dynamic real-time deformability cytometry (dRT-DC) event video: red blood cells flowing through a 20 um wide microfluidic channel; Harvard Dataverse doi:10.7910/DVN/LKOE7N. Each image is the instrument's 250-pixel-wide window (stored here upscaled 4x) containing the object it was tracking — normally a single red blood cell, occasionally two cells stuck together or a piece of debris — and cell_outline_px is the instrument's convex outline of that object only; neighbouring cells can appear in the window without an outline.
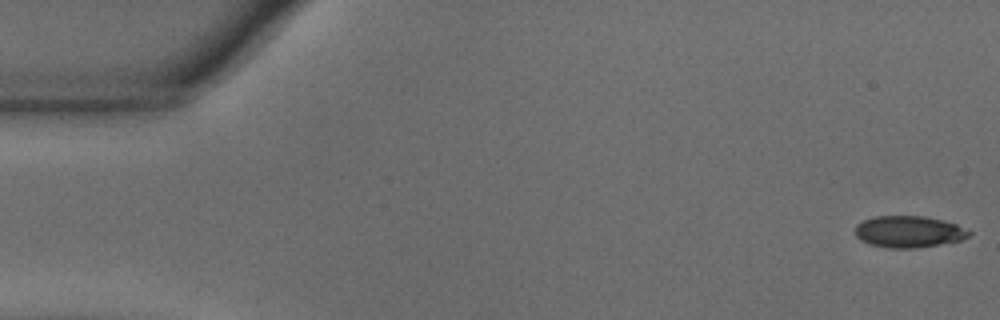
{"species": "common noctule bat (a hibernating species)", "species_latin": "Nyctalus noctula", "temperature_condition": "warm", "stored_images_in_passage": 14, "camera_frame_rate_fps": 3000, "um_per_image_px": 0.085, "animal": {"sex": "male", "body_mass_g": 18.8}, "frame": {"image": 1, "passage_image": 1, "time_ms": 0.0, "image_size_px": [1000, 320], "cell_outline_px": [[972, 232], [968, 236], [960, 240], [916, 248], [888, 248], [868, 244], [860, 240], [856, 236], [856, 224], [864, 220], [876, 216], [924, 216], [956, 224]], "centroid_in_image_um": [77.2, 19.7], "position_along_channel_um": 7.8, "area_um2": 20.81}}